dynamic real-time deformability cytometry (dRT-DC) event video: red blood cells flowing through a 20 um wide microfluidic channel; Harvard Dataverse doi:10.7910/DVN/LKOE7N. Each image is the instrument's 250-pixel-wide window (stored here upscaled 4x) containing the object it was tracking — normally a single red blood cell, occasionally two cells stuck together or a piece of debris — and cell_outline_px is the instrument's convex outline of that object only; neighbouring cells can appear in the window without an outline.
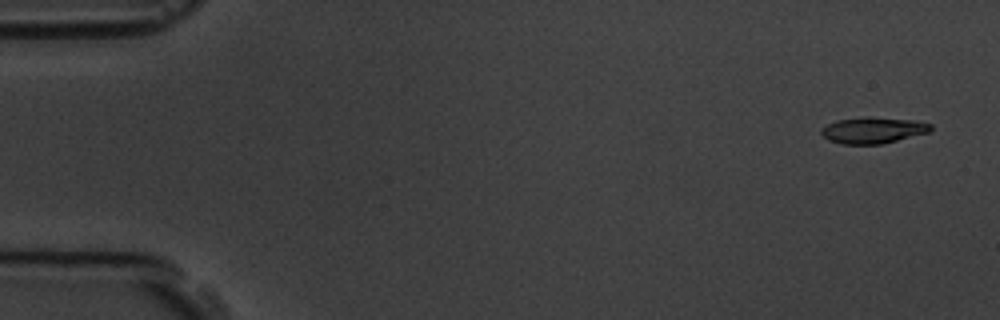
{"species": "common noctule bat (a hibernating species)", "species_latin": "Nyctalus noctula", "temperature_condition": "room temperature", "stored_images_in_passage": 2, "camera_frame_rate_fps": 3000, "um_per_image_px": 0.085, "animal": {"sex": "male", "body_mass_g": 19.5, "forearm_length_mm": 54.6}, "frame": {"image": 1, "passage_image": 2, "time_ms": 1.333, "image_size_px": [1000, 320], "cell_outline_px": [[932, 128], [928, 132], [880, 144], [844, 144], [828, 140], [820, 132], [820, 128], [836, 120], [912, 120], [932, 124]], "centroid_in_image_um": [74.17, 11.13], "position_along_channel_um": 10.8, "area_um2": 15.49}}